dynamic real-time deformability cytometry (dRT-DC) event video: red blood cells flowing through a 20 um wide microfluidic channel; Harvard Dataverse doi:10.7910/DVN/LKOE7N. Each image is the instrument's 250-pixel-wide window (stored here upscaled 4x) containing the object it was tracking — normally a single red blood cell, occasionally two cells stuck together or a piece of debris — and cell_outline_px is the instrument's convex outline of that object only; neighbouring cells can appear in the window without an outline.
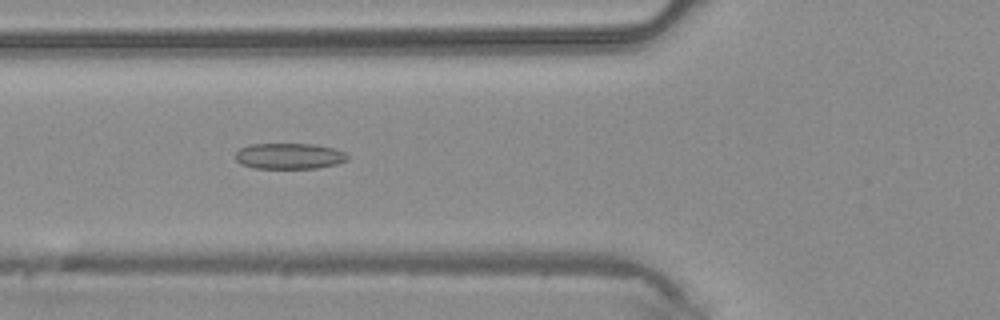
{"species": "common noctule bat (a hibernating species)", "species_latin": "Nyctalus noctula", "temperature_condition": "warm", "stored_images_in_passage": 42, "camera_frame_rate_fps": 3000, "um_per_image_px": 0.085, "animal": {"sex": "male", "body_mass_g": 20.4}, "frame": {"image": 1, "passage_image": 15, "time_ms": 4.667, "image_size_px": [1000, 320], "cell_outline_px": [[348, 160], [336, 164], [316, 168], [252, 168], [240, 164], [236, 160], [236, 152], [240, 148], [248, 144], [316, 144], [336, 148], [344, 152], [348, 156]], "centroid_in_image_um": [24.58, 13.26], "position_along_channel_um": 101.2, "area_um2": 17.05}}
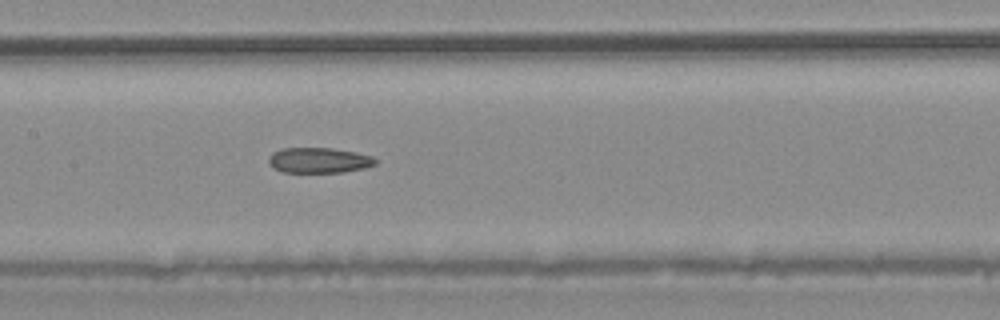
{"frame": {"image": 2, "passage_image": 20, "time_ms": 6.333, "image_size_px": [1000, 320], "cell_outline_px": [[376, 164], [364, 168], [344, 172], [284, 172], [276, 168], [268, 160], [268, 156], [272, 152], [280, 148], [332, 148], [356, 152], [372, 156], [376, 160]], "centroid_in_image_um": [27.12, 13.61], "position_along_channel_um": 180.3, "area_um2": 15.72}}
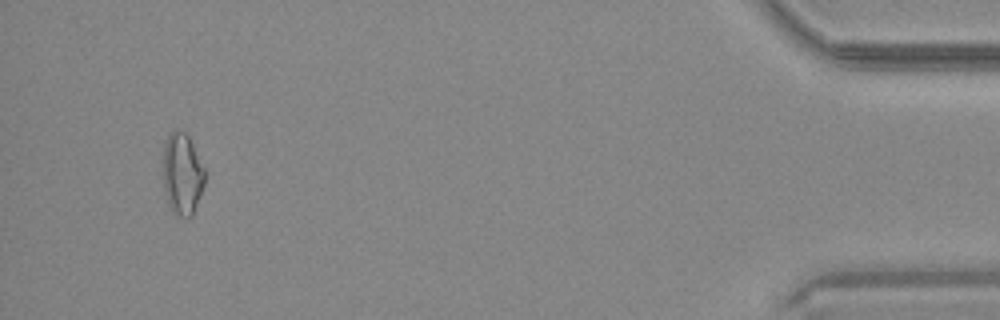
{"frame": {"image": 3, "passage_image": 40, "time_ms": 13.0, "image_size_px": [1000, 320], "cell_outline_px": [[204, 184], [192, 216], [180, 216], [172, 212], [168, 204], [164, 188], [164, 140], [172, 128], [184, 132], [188, 136], [204, 168]], "centroid_in_image_um": [15.47, 14.76], "position_along_channel_um": 419.7, "area_um2": 19.65}}